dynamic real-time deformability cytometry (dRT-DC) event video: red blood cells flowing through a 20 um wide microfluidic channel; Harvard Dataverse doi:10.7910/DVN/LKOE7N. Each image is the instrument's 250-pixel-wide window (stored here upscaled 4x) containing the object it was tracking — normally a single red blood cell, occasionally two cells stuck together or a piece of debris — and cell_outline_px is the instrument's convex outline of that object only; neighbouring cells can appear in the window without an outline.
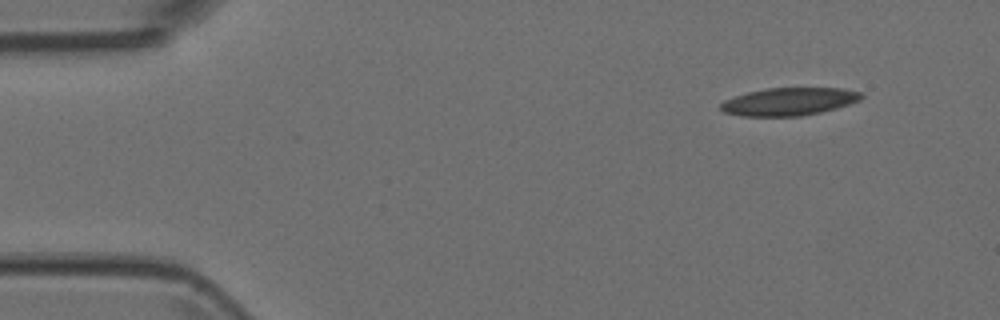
{"species": "Egyptian fruit bat (a non-hibernating species)", "species_latin": "Rousettus aegyptiacus", "temperature_condition": "room temperature", "stored_images_in_passage": 4, "camera_frame_rate_fps": 3000, "um_per_image_px": 0.085, "animal": {"sex": "female"}, "frame": {"image": 1, "passage_image": 1, "time_ms": 0.0, "image_size_px": [1000, 320], "cell_outline_px": [[864, 96], [860, 100], [836, 108], [820, 112], [800, 116], [740, 116], [724, 112], [720, 108], [720, 104], [724, 100], [748, 92], [768, 88], [844, 88], [860, 92]], "centroid_in_image_um": [67.07, 8.63], "position_along_channel_um": 17.9, "area_um2": 22.66}}
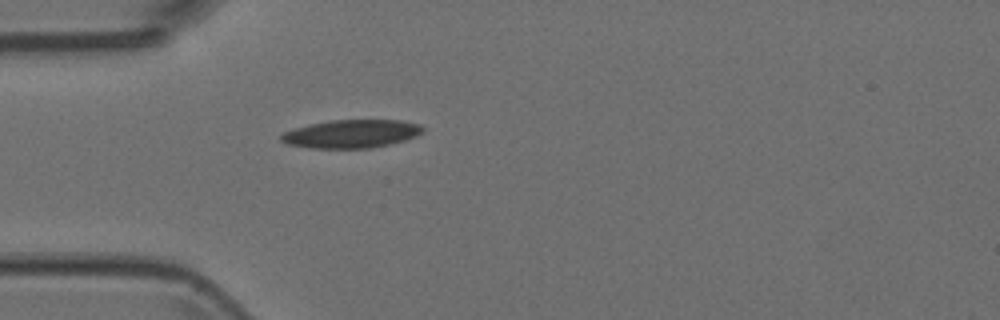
{"frame": {"image": 2, "passage_image": 4, "time_ms": 1.0, "image_size_px": [1000, 320], "cell_outline_px": [[424, 132], [416, 136], [404, 140], [372, 148], [312, 148], [288, 144], [280, 140], [280, 136], [284, 132], [308, 124], [328, 120], [400, 120], [420, 124], [424, 128]], "centroid_in_image_um": [29.88, 11.37], "position_along_channel_um": 55.1, "area_um2": 23.29}}